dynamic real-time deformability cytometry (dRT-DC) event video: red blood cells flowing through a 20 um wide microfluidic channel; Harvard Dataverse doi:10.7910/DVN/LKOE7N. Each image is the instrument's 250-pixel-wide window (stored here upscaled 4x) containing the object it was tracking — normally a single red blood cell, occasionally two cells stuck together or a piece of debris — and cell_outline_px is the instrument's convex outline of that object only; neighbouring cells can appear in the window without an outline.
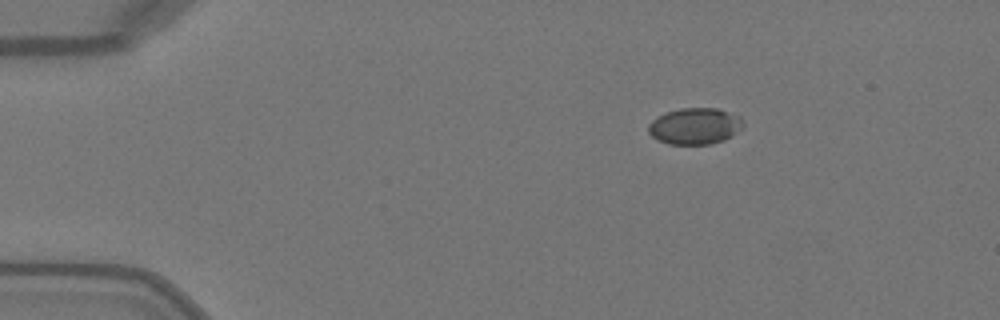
{"species": "Egyptian fruit bat (a non-hibernating species)", "species_latin": "Rousettus aegyptiacus", "temperature_condition": "warm", "stored_images_in_passage": 43, "camera_frame_rate_fps": 3000, "um_per_image_px": 0.085, "animal": {"sex": "female"}, "frame": {"image": 1, "passage_image": 1, "time_ms": 0.0, "image_size_px": [1000, 320], "cell_outline_px": [[744, 124], [732, 136], [724, 140], [708, 144], [668, 144], [656, 140], [648, 132], [648, 124], [652, 120], [668, 112], [680, 108], [720, 108], [740, 116]], "centroid_in_image_um": [59.07, 10.72], "position_along_channel_um": 25.9, "area_um2": 20.11}}
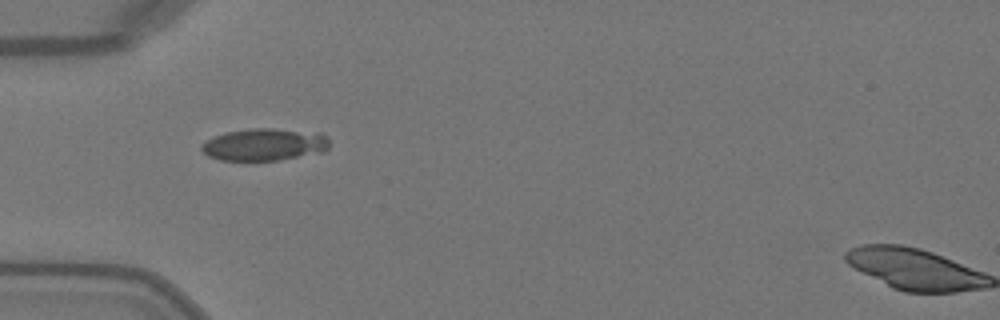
{"frame": {"image": 2, "passage_image": 9, "time_ms": 2.667, "image_size_px": [1000, 320], "cell_outline_px": [[328, 148], [324, 152], [276, 160], [220, 160], [208, 156], [200, 148], [200, 144], [216, 136], [228, 132], [252, 128], [272, 128], [320, 132], [328, 140]], "centroid_in_image_um": [22.49, 12.28], "position_along_channel_um": 62.5, "area_um2": 23.87}}
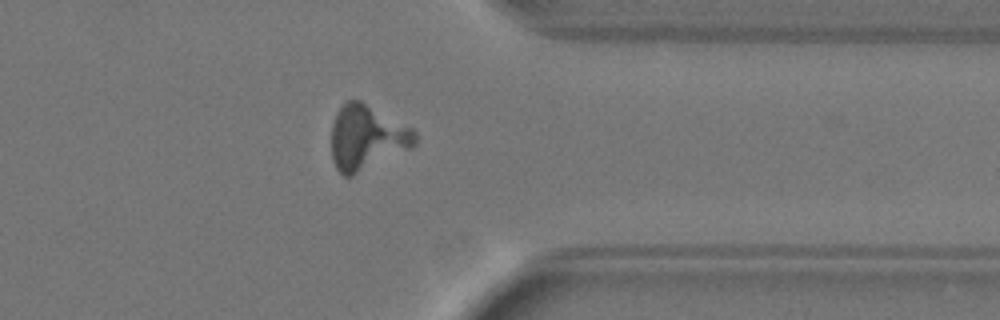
{"frame": {"image": 3, "passage_image": 33, "time_ms": 10.667, "image_size_px": [1000, 320], "cell_outline_px": [[416, 144], [352, 176], [344, 176], [336, 168], [332, 160], [332, 124], [336, 112], [348, 100], [360, 100], [412, 128], [416, 132]], "centroid_in_image_um": [31.14, 11.68], "position_along_channel_um": 380.3, "area_um2": 30.98}}